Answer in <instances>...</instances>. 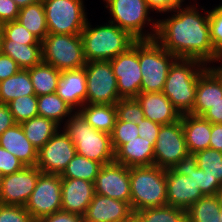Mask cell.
Segmentation results:
<instances>
[{
  "mask_svg": "<svg viewBox=\"0 0 222 222\" xmlns=\"http://www.w3.org/2000/svg\"><path fill=\"white\" fill-rule=\"evenodd\" d=\"M131 201L135 212L167 205L166 169L155 165L129 167Z\"/></svg>",
  "mask_w": 222,
  "mask_h": 222,
  "instance_id": "8992f818",
  "label": "cell"
},
{
  "mask_svg": "<svg viewBox=\"0 0 222 222\" xmlns=\"http://www.w3.org/2000/svg\"><path fill=\"white\" fill-rule=\"evenodd\" d=\"M144 117L161 125L174 123L181 114L162 92H140L136 97Z\"/></svg>",
  "mask_w": 222,
  "mask_h": 222,
  "instance_id": "44dd1931",
  "label": "cell"
},
{
  "mask_svg": "<svg viewBox=\"0 0 222 222\" xmlns=\"http://www.w3.org/2000/svg\"><path fill=\"white\" fill-rule=\"evenodd\" d=\"M182 127L188 151H198L210 148L211 123L202 116L192 114L181 115Z\"/></svg>",
  "mask_w": 222,
  "mask_h": 222,
  "instance_id": "d4e9b609",
  "label": "cell"
},
{
  "mask_svg": "<svg viewBox=\"0 0 222 222\" xmlns=\"http://www.w3.org/2000/svg\"><path fill=\"white\" fill-rule=\"evenodd\" d=\"M2 26V40H12V43H22L26 45H34L40 41L17 20L4 23Z\"/></svg>",
  "mask_w": 222,
  "mask_h": 222,
  "instance_id": "f35d334b",
  "label": "cell"
},
{
  "mask_svg": "<svg viewBox=\"0 0 222 222\" xmlns=\"http://www.w3.org/2000/svg\"><path fill=\"white\" fill-rule=\"evenodd\" d=\"M94 188L98 195L130 203L129 167L116 162L102 165L96 177Z\"/></svg>",
  "mask_w": 222,
  "mask_h": 222,
  "instance_id": "e0dca14e",
  "label": "cell"
},
{
  "mask_svg": "<svg viewBox=\"0 0 222 222\" xmlns=\"http://www.w3.org/2000/svg\"><path fill=\"white\" fill-rule=\"evenodd\" d=\"M220 217H219V219H220V222H222V207H221V209H220Z\"/></svg>",
  "mask_w": 222,
  "mask_h": 222,
  "instance_id": "6f0895ef",
  "label": "cell"
},
{
  "mask_svg": "<svg viewBox=\"0 0 222 222\" xmlns=\"http://www.w3.org/2000/svg\"><path fill=\"white\" fill-rule=\"evenodd\" d=\"M114 162L126 167L153 165L154 147L148 140L137 137L114 152Z\"/></svg>",
  "mask_w": 222,
  "mask_h": 222,
  "instance_id": "cb8c5ba5",
  "label": "cell"
},
{
  "mask_svg": "<svg viewBox=\"0 0 222 222\" xmlns=\"http://www.w3.org/2000/svg\"><path fill=\"white\" fill-rule=\"evenodd\" d=\"M15 123L8 104L0 103V136Z\"/></svg>",
  "mask_w": 222,
  "mask_h": 222,
  "instance_id": "f907efd6",
  "label": "cell"
},
{
  "mask_svg": "<svg viewBox=\"0 0 222 222\" xmlns=\"http://www.w3.org/2000/svg\"><path fill=\"white\" fill-rule=\"evenodd\" d=\"M117 79L120 98H135L140 93L142 74L139 66V40L110 60Z\"/></svg>",
  "mask_w": 222,
  "mask_h": 222,
  "instance_id": "5bb4252c",
  "label": "cell"
},
{
  "mask_svg": "<svg viewBox=\"0 0 222 222\" xmlns=\"http://www.w3.org/2000/svg\"><path fill=\"white\" fill-rule=\"evenodd\" d=\"M195 153L188 152L175 166L166 169L167 205L187 210L202 198L197 186Z\"/></svg>",
  "mask_w": 222,
  "mask_h": 222,
  "instance_id": "52a82bcc",
  "label": "cell"
},
{
  "mask_svg": "<svg viewBox=\"0 0 222 222\" xmlns=\"http://www.w3.org/2000/svg\"><path fill=\"white\" fill-rule=\"evenodd\" d=\"M176 59L155 39L139 40L140 92H162L169 69Z\"/></svg>",
  "mask_w": 222,
  "mask_h": 222,
  "instance_id": "ba28073f",
  "label": "cell"
},
{
  "mask_svg": "<svg viewBox=\"0 0 222 222\" xmlns=\"http://www.w3.org/2000/svg\"><path fill=\"white\" fill-rule=\"evenodd\" d=\"M76 155L73 141L61 128L37 152V167L44 173L61 175Z\"/></svg>",
  "mask_w": 222,
  "mask_h": 222,
  "instance_id": "9a60e30c",
  "label": "cell"
},
{
  "mask_svg": "<svg viewBox=\"0 0 222 222\" xmlns=\"http://www.w3.org/2000/svg\"><path fill=\"white\" fill-rule=\"evenodd\" d=\"M8 106L18 124L39 116L36 95L20 96L8 103Z\"/></svg>",
  "mask_w": 222,
  "mask_h": 222,
  "instance_id": "8d00e7d4",
  "label": "cell"
},
{
  "mask_svg": "<svg viewBox=\"0 0 222 222\" xmlns=\"http://www.w3.org/2000/svg\"><path fill=\"white\" fill-rule=\"evenodd\" d=\"M20 125L27 139L37 150L42 148L61 128L55 121L41 116L33 117Z\"/></svg>",
  "mask_w": 222,
  "mask_h": 222,
  "instance_id": "83f0119b",
  "label": "cell"
},
{
  "mask_svg": "<svg viewBox=\"0 0 222 222\" xmlns=\"http://www.w3.org/2000/svg\"><path fill=\"white\" fill-rule=\"evenodd\" d=\"M195 154L198 168L222 185V152L208 148Z\"/></svg>",
  "mask_w": 222,
  "mask_h": 222,
  "instance_id": "d590c367",
  "label": "cell"
},
{
  "mask_svg": "<svg viewBox=\"0 0 222 222\" xmlns=\"http://www.w3.org/2000/svg\"><path fill=\"white\" fill-rule=\"evenodd\" d=\"M42 61L60 71L84 67L81 35L48 33L42 40Z\"/></svg>",
  "mask_w": 222,
  "mask_h": 222,
  "instance_id": "9c48e42d",
  "label": "cell"
},
{
  "mask_svg": "<svg viewBox=\"0 0 222 222\" xmlns=\"http://www.w3.org/2000/svg\"><path fill=\"white\" fill-rule=\"evenodd\" d=\"M24 167L22 161L0 146V174L2 177L18 172Z\"/></svg>",
  "mask_w": 222,
  "mask_h": 222,
  "instance_id": "7bdbcfd3",
  "label": "cell"
},
{
  "mask_svg": "<svg viewBox=\"0 0 222 222\" xmlns=\"http://www.w3.org/2000/svg\"><path fill=\"white\" fill-rule=\"evenodd\" d=\"M134 216L130 203L95 193L83 219L84 222H134Z\"/></svg>",
  "mask_w": 222,
  "mask_h": 222,
  "instance_id": "ac0fdd59",
  "label": "cell"
},
{
  "mask_svg": "<svg viewBox=\"0 0 222 222\" xmlns=\"http://www.w3.org/2000/svg\"><path fill=\"white\" fill-rule=\"evenodd\" d=\"M61 129L73 141L76 153L106 165L114 162L111 134L95 130L79 111H74Z\"/></svg>",
  "mask_w": 222,
  "mask_h": 222,
  "instance_id": "277c9868",
  "label": "cell"
},
{
  "mask_svg": "<svg viewBox=\"0 0 222 222\" xmlns=\"http://www.w3.org/2000/svg\"><path fill=\"white\" fill-rule=\"evenodd\" d=\"M101 166L99 162L76 153L61 174V178L82 179L95 183Z\"/></svg>",
  "mask_w": 222,
  "mask_h": 222,
  "instance_id": "e575fe53",
  "label": "cell"
},
{
  "mask_svg": "<svg viewBox=\"0 0 222 222\" xmlns=\"http://www.w3.org/2000/svg\"><path fill=\"white\" fill-rule=\"evenodd\" d=\"M104 8L110 14L108 22L127 31L136 40L155 39L158 19H153V12L147 0H103ZM151 25V26H150ZM150 29H145L146 27Z\"/></svg>",
  "mask_w": 222,
  "mask_h": 222,
  "instance_id": "5b68a950",
  "label": "cell"
},
{
  "mask_svg": "<svg viewBox=\"0 0 222 222\" xmlns=\"http://www.w3.org/2000/svg\"><path fill=\"white\" fill-rule=\"evenodd\" d=\"M188 152L181 119L171 124L161 125L154 145L153 165L170 169Z\"/></svg>",
  "mask_w": 222,
  "mask_h": 222,
  "instance_id": "4fadbf2b",
  "label": "cell"
},
{
  "mask_svg": "<svg viewBox=\"0 0 222 222\" xmlns=\"http://www.w3.org/2000/svg\"><path fill=\"white\" fill-rule=\"evenodd\" d=\"M222 98V81L208 66L197 80L196 100L193 110L189 113L202 116L209 108Z\"/></svg>",
  "mask_w": 222,
  "mask_h": 222,
  "instance_id": "7402d4cb",
  "label": "cell"
},
{
  "mask_svg": "<svg viewBox=\"0 0 222 222\" xmlns=\"http://www.w3.org/2000/svg\"><path fill=\"white\" fill-rule=\"evenodd\" d=\"M17 21L42 41L48 34L43 2L28 5L20 9Z\"/></svg>",
  "mask_w": 222,
  "mask_h": 222,
  "instance_id": "1f68e13d",
  "label": "cell"
},
{
  "mask_svg": "<svg viewBox=\"0 0 222 222\" xmlns=\"http://www.w3.org/2000/svg\"><path fill=\"white\" fill-rule=\"evenodd\" d=\"M95 26L87 20L80 34L86 62L110 61L136 41L127 31L111 22Z\"/></svg>",
  "mask_w": 222,
  "mask_h": 222,
  "instance_id": "3957f363",
  "label": "cell"
},
{
  "mask_svg": "<svg viewBox=\"0 0 222 222\" xmlns=\"http://www.w3.org/2000/svg\"><path fill=\"white\" fill-rule=\"evenodd\" d=\"M61 211L84 215L95 194L94 183L62 178Z\"/></svg>",
  "mask_w": 222,
  "mask_h": 222,
  "instance_id": "d6986e66",
  "label": "cell"
},
{
  "mask_svg": "<svg viewBox=\"0 0 222 222\" xmlns=\"http://www.w3.org/2000/svg\"><path fill=\"white\" fill-rule=\"evenodd\" d=\"M196 181L204 196L222 194V185L218 180L209 177L198 167L196 168Z\"/></svg>",
  "mask_w": 222,
  "mask_h": 222,
  "instance_id": "ee69618b",
  "label": "cell"
},
{
  "mask_svg": "<svg viewBox=\"0 0 222 222\" xmlns=\"http://www.w3.org/2000/svg\"><path fill=\"white\" fill-rule=\"evenodd\" d=\"M20 8L13 0H0V24L17 20Z\"/></svg>",
  "mask_w": 222,
  "mask_h": 222,
  "instance_id": "bcb514c9",
  "label": "cell"
},
{
  "mask_svg": "<svg viewBox=\"0 0 222 222\" xmlns=\"http://www.w3.org/2000/svg\"><path fill=\"white\" fill-rule=\"evenodd\" d=\"M36 96L52 94L58 87L61 71L51 64L41 61L36 66L28 69Z\"/></svg>",
  "mask_w": 222,
  "mask_h": 222,
  "instance_id": "4dcf8cb0",
  "label": "cell"
},
{
  "mask_svg": "<svg viewBox=\"0 0 222 222\" xmlns=\"http://www.w3.org/2000/svg\"><path fill=\"white\" fill-rule=\"evenodd\" d=\"M1 52L11 57L20 69L28 70L42 61V41L34 45L2 40Z\"/></svg>",
  "mask_w": 222,
  "mask_h": 222,
  "instance_id": "484cf974",
  "label": "cell"
},
{
  "mask_svg": "<svg viewBox=\"0 0 222 222\" xmlns=\"http://www.w3.org/2000/svg\"><path fill=\"white\" fill-rule=\"evenodd\" d=\"M38 222H84V219L79 214L59 211L41 218Z\"/></svg>",
  "mask_w": 222,
  "mask_h": 222,
  "instance_id": "681fc988",
  "label": "cell"
},
{
  "mask_svg": "<svg viewBox=\"0 0 222 222\" xmlns=\"http://www.w3.org/2000/svg\"><path fill=\"white\" fill-rule=\"evenodd\" d=\"M221 207L222 194L203 196L186 210L187 222H220Z\"/></svg>",
  "mask_w": 222,
  "mask_h": 222,
  "instance_id": "f1b7e54d",
  "label": "cell"
},
{
  "mask_svg": "<svg viewBox=\"0 0 222 222\" xmlns=\"http://www.w3.org/2000/svg\"><path fill=\"white\" fill-rule=\"evenodd\" d=\"M2 37H3V26L2 24H0V52H1Z\"/></svg>",
  "mask_w": 222,
  "mask_h": 222,
  "instance_id": "9f6ffc18",
  "label": "cell"
},
{
  "mask_svg": "<svg viewBox=\"0 0 222 222\" xmlns=\"http://www.w3.org/2000/svg\"><path fill=\"white\" fill-rule=\"evenodd\" d=\"M115 107L119 121L138 125L145 119L144 112L136 98H121Z\"/></svg>",
  "mask_w": 222,
  "mask_h": 222,
  "instance_id": "74e56055",
  "label": "cell"
},
{
  "mask_svg": "<svg viewBox=\"0 0 222 222\" xmlns=\"http://www.w3.org/2000/svg\"><path fill=\"white\" fill-rule=\"evenodd\" d=\"M202 117L211 124H222V98L209 108Z\"/></svg>",
  "mask_w": 222,
  "mask_h": 222,
  "instance_id": "816d5d0a",
  "label": "cell"
},
{
  "mask_svg": "<svg viewBox=\"0 0 222 222\" xmlns=\"http://www.w3.org/2000/svg\"><path fill=\"white\" fill-rule=\"evenodd\" d=\"M19 70L18 64L11 57L0 52V81L15 75Z\"/></svg>",
  "mask_w": 222,
  "mask_h": 222,
  "instance_id": "c3c4849f",
  "label": "cell"
},
{
  "mask_svg": "<svg viewBox=\"0 0 222 222\" xmlns=\"http://www.w3.org/2000/svg\"><path fill=\"white\" fill-rule=\"evenodd\" d=\"M48 33L81 34L88 20L83 0H43Z\"/></svg>",
  "mask_w": 222,
  "mask_h": 222,
  "instance_id": "30bf717a",
  "label": "cell"
},
{
  "mask_svg": "<svg viewBox=\"0 0 222 222\" xmlns=\"http://www.w3.org/2000/svg\"><path fill=\"white\" fill-rule=\"evenodd\" d=\"M13 1L21 9V8L26 7L28 5H32V4L42 2L43 0H13Z\"/></svg>",
  "mask_w": 222,
  "mask_h": 222,
  "instance_id": "db71d44e",
  "label": "cell"
},
{
  "mask_svg": "<svg viewBox=\"0 0 222 222\" xmlns=\"http://www.w3.org/2000/svg\"><path fill=\"white\" fill-rule=\"evenodd\" d=\"M134 222H187L186 210L164 205L135 212Z\"/></svg>",
  "mask_w": 222,
  "mask_h": 222,
  "instance_id": "836d02e7",
  "label": "cell"
},
{
  "mask_svg": "<svg viewBox=\"0 0 222 222\" xmlns=\"http://www.w3.org/2000/svg\"><path fill=\"white\" fill-rule=\"evenodd\" d=\"M0 222H35L25 206L0 204Z\"/></svg>",
  "mask_w": 222,
  "mask_h": 222,
  "instance_id": "b9f144b4",
  "label": "cell"
},
{
  "mask_svg": "<svg viewBox=\"0 0 222 222\" xmlns=\"http://www.w3.org/2000/svg\"><path fill=\"white\" fill-rule=\"evenodd\" d=\"M84 67L87 81L86 103L116 104L121 98L110 61L86 62Z\"/></svg>",
  "mask_w": 222,
  "mask_h": 222,
  "instance_id": "8fae6325",
  "label": "cell"
},
{
  "mask_svg": "<svg viewBox=\"0 0 222 222\" xmlns=\"http://www.w3.org/2000/svg\"><path fill=\"white\" fill-rule=\"evenodd\" d=\"M207 67L199 60L186 58H177L171 65L162 93L181 115L193 110L197 80Z\"/></svg>",
  "mask_w": 222,
  "mask_h": 222,
  "instance_id": "7a4b0ae2",
  "label": "cell"
},
{
  "mask_svg": "<svg viewBox=\"0 0 222 222\" xmlns=\"http://www.w3.org/2000/svg\"><path fill=\"white\" fill-rule=\"evenodd\" d=\"M41 170L25 166L18 172L3 176L0 187V204L25 206L33 192Z\"/></svg>",
  "mask_w": 222,
  "mask_h": 222,
  "instance_id": "2e32d148",
  "label": "cell"
},
{
  "mask_svg": "<svg viewBox=\"0 0 222 222\" xmlns=\"http://www.w3.org/2000/svg\"><path fill=\"white\" fill-rule=\"evenodd\" d=\"M61 175L41 172L35 188L25 205L35 221L61 211L62 203Z\"/></svg>",
  "mask_w": 222,
  "mask_h": 222,
  "instance_id": "7c38bea8",
  "label": "cell"
},
{
  "mask_svg": "<svg viewBox=\"0 0 222 222\" xmlns=\"http://www.w3.org/2000/svg\"><path fill=\"white\" fill-rule=\"evenodd\" d=\"M217 63H219V65L215 66V64L213 63V66L209 65V67L219 76L222 81V60H219Z\"/></svg>",
  "mask_w": 222,
  "mask_h": 222,
  "instance_id": "11a10c76",
  "label": "cell"
},
{
  "mask_svg": "<svg viewBox=\"0 0 222 222\" xmlns=\"http://www.w3.org/2000/svg\"><path fill=\"white\" fill-rule=\"evenodd\" d=\"M138 126L139 137L146 139L154 147L155 141L158 137V132L161 128V124L153 122L149 119H144Z\"/></svg>",
  "mask_w": 222,
  "mask_h": 222,
  "instance_id": "f6af8a7d",
  "label": "cell"
},
{
  "mask_svg": "<svg viewBox=\"0 0 222 222\" xmlns=\"http://www.w3.org/2000/svg\"><path fill=\"white\" fill-rule=\"evenodd\" d=\"M149 8L155 13L167 15L176 6L185 4V0H147Z\"/></svg>",
  "mask_w": 222,
  "mask_h": 222,
  "instance_id": "7dc6e473",
  "label": "cell"
},
{
  "mask_svg": "<svg viewBox=\"0 0 222 222\" xmlns=\"http://www.w3.org/2000/svg\"><path fill=\"white\" fill-rule=\"evenodd\" d=\"M210 38L214 51L222 58V5L209 9Z\"/></svg>",
  "mask_w": 222,
  "mask_h": 222,
  "instance_id": "60d3db41",
  "label": "cell"
},
{
  "mask_svg": "<svg viewBox=\"0 0 222 222\" xmlns=\"http://www.w3.org/2000/svg\"><path fill=\"white\" fill-rule=\"evenodd\" d=\"M139 137L138 126L132 122H122L116 120L111 133V143L114 152L123 144Z\"/></svg>",
  "mask_w": 222,
  "mask_h": 222,
  "instance_id": "ab89813d",
  "label": "cell"
},
{
  "mask_svg": "<svg viewBox=\"0 0 222 222\" xmlns=\"http://www.w3.org/2000/svg\"><path fill=\"white\" fill-rule=\"evenodd\" d=\"M0 146L17 157L25 166L37 165L38 150L27 139L20 124L16 123L0 136Z\"/></svg>",
  "mask_w": 222,
  "mask_h": 222,
  "instance_id": "603a6c76",
  "label": "cell"
},
{
  "mask_svg": "<svg viewBox=\"0 0 222 222\" xmlns=\"http://www.w3.org/2000/svg\"><path fill=\"white\" fill-rule=\"evenodd\" d=\"M1 179H2V176H1V174H0V187H1Z\"/></svg>",
  "mask_w": 222,
  "mask_h": 222,
  "instance_id": "680465c9",
  "label": "cell"
},
{
  "mask_svg": "<svg viewBox=\"0 0 222 222\" xmlns=\"http://www.w3.org/2000/svg\"><path fill=\"white\" fill-rule=\"evenodd\" d=\"M28 95H35L28 70L20 69L15 75L0 81V103L8 104Z\"/></svg>",
  "mask_w": 222,
  "mask_h": 222,
  "instance_id": "f546056e",
  "label": "cell"
},
{
  "mask_svg": "<svg viewBox=\"0 0 222 222\" xmlns=\"http://www.w3.org/2000/svg\"><path fill=\"white\" fill-rule=\"evenodd\" d=\"M78 111L95 130L112 133L117 120L115 104L86 103Z\"/></svg>",
  "mask_w": 222,
  "mask_h": 222,
  "instance_id": "4316f807",
  "label": "cell"
},
{
  "mask_svg": "<svg viewBox=\"0 0 222 222\" xmlns=\"http://www.w3.org/2000/svg\"><path fill=\"white\" fill-rule=\"evenodd\" d=\"M197 3L191 5L190 0L189 5L176 6L169 17L158 19L155 40L177 58L196 59L207 66L218 64L222 58L211 42L209 9H200Z\"/></svg>",
  "mask_w": 222,
  "mask_h": 222,
  "instance_id": "6da1fadb",
  "label": "cell"
},
{
  "mask_svg": "<svg viewBox=\"0 0 222 222\" xmlns=\"http://www.w3.org/2000/svg\"><path fill=\"white\" fill-rule=\"evenodd\" d=\"M56 94L74 111L86 104L87 81L85 67L63 70L58 79Z\"/></svg>",
  "mask_w": 222,
  "mask_h": 222,
  "instance_id": "ffe728a7",
  "label": "cell"
},
{
  "mask_svg": "<svg viewBox=\"0 0 222 222\" xmlns=\"http://www.w3.org/2000/svg\"><path fill=\"white\" fill-rule=\"evenodd\" d=\"M210 148L222 152V124H211Z\"/></svg>",
  "mask_w": 222,
  "mask_h": 222,
  "instance_id": "f5cc1de1",
  "label": "cell"
},
{
  "mask_svg": "<svg viewBox=\"0 0 222 222\" xmlns=\"http://www.w3.org/2000/svg\"><path fill=\"white\" fill-rule=\"evenodd\" d=\"M38 114L49 118L62 127L74 110L56 93L37 96Z\"/></svg>",
  "mask_w": 222,
  "mask_h": 222,
  "instance_id": "d6a6232c",
  "label": "cell"
}]
</instances>
